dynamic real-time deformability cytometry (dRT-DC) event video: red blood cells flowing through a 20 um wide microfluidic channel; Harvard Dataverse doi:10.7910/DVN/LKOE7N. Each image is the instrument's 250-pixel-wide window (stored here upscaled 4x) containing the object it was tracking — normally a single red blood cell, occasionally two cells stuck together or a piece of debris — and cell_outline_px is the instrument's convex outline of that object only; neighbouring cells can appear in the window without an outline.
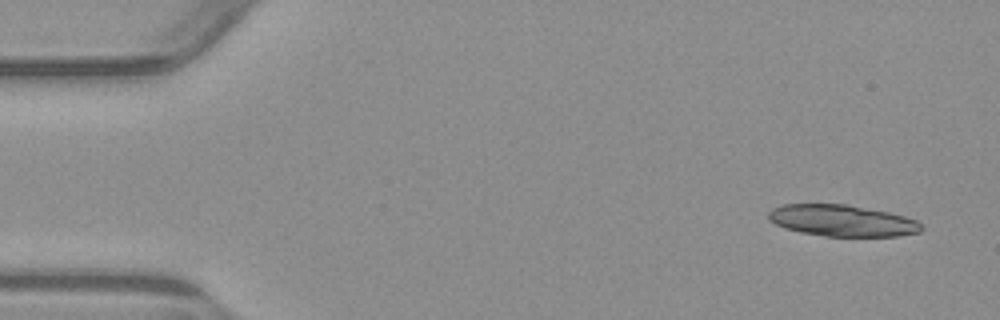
{"species": "common noctule bat (a hibernating species)", "species_latin": "Nyctalus noctula", "temperature_condition": "warm", "stored_images_in_passage": 3, "camera_frame_rate_fps": 3000, "um_per_image_px": 0.085, "animal": {"sex": "male", "body_mass_g": 23.1, "forearm_length_mm": 52.7}, "frame": {"image": 1, "passage_image": 1, "time_ms": 0.0, "image_size_px": [1000, 320], "cell_outline_px": [[924, 228], [920, 232], [896, 236], [824, 236], [800, 232], [784, 228], [768, 220], [768, 212], [772, 208], [780, 204], [848, 204], [888, 212], [904, 216], [916, 220]], "centroid_in_image_um": [71.55, 18.74], "position_along_channel_um": 13.5, "area_um2": 28.15}}